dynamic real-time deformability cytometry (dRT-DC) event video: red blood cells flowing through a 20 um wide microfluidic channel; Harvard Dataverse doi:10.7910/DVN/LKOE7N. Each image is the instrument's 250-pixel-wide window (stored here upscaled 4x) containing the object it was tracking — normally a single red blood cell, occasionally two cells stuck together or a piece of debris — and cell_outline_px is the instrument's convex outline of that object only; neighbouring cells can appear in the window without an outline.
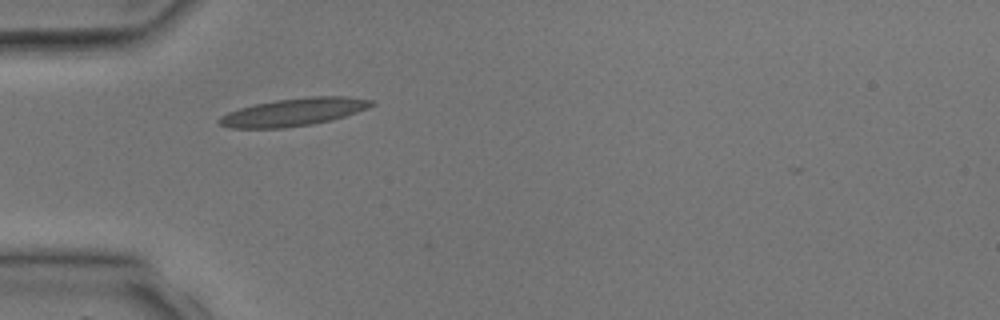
{"species": "common noctule bat (a hibernating species)", "species_latin": "Nyctalus noctula", "temperature_condition": "room temperature", "stored_images_in_passage": 1, "camera_frame_rate_fps": 3000, "um_per_image_px": 0.085, "animal": {"sex": "male", "body_mass_g": 17.9, "forearm_length_mm": 54.2}, "frame": {"image": 1, "passage_image": 1, "time_ms": 0.0, "image_size_px": [1000, 320], "cell_outline_px": [[376, 104], [368, 108], [332, 120], [312, 124], [284, 128], [232, 128], [220, 124], [216, 120], [220, 116], [228, 112], [240, 108], [256, 104], [276, 100], [308, 96], [344, 96], [376, 100]], "centroid_in_image_um": [25.0, 9.52], "position_along_channel_um": 60.0, "area_um2": 24.62}}